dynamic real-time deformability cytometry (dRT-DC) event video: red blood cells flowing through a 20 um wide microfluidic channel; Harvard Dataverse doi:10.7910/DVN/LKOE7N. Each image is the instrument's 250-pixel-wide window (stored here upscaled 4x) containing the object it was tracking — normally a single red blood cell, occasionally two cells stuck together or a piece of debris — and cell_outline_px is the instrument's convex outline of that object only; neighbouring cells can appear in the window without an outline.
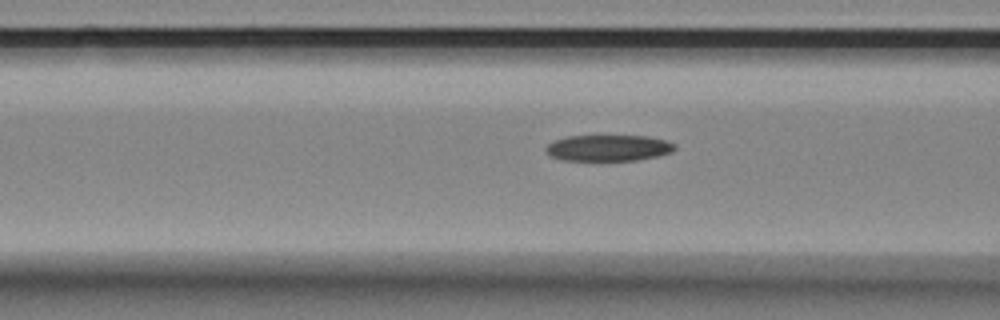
{"species": "Egyptian fruit bat (a non-hibernating species)", "species_latin": "Rousettus aegyptiacus", "temperature_condition": "room temperature", "stored_images_in_passage": 20, "camera_frame_rate_fps": 3000, "um_per_image_px": 0.085, "animal": {"sex": "female"}, "frame": {"image": 1, "passage_image": 18, "time_ms": 5.667, "image_size_px": [1000, 320], "cell_outline_px": [[676, 148], [672, 152], [656, 156], [636, 160], [564, 160], [552, 156], [544, 148], [548, 144], [556, 140], [568, 136], [648, 136], [664, 140], [676, 144]], "centroid_in_image_um": [51.74, 12.57], "position_along_channel_um": 114.9, "area_um2": 19.42}}